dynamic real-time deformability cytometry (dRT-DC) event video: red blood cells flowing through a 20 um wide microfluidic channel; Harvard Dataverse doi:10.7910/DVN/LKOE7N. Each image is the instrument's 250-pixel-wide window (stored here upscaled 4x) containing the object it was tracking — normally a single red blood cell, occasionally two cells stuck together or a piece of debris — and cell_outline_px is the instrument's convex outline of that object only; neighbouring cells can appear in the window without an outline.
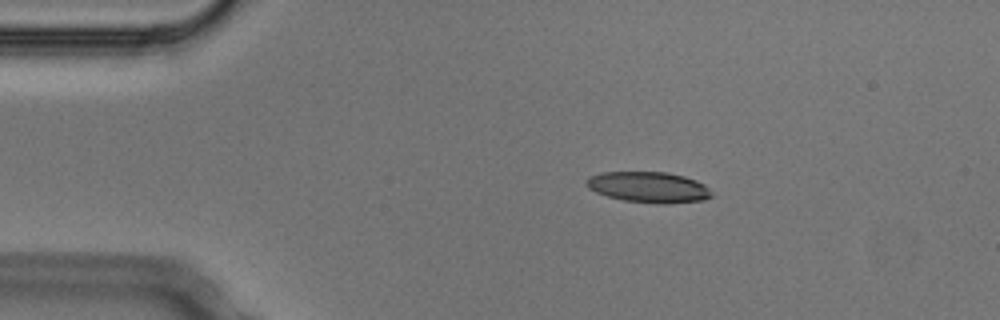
{"species": "Egyptian fruit bat (a non-hibernating species)", "species_latin": "Rousettus aegyptiacus", "temperature_condition": "cold", "stored_images_in_passage": 6, "camera_frame_rate_fps": 3000, "um_per_image_px": 0.085, "animal": {"sex": "male"}, "frame": {"image": 1, "passage_image": 2, "time_ms": 0.333, "image_size_px": [1000, 320], "cell_outline_px": [[716, 196], [704, 200], [668, 204], [656, 204], [624, 200], [608, 196], [596, 192], [588, 188], [584, 184], [584, 180], [588, 176], [600, 172], [668, 172], [684, 176], [696, 180], [704, 184]], "centroid_in_image_um": [55.14, 15.91], "position_along_channel_um": 29.9, "area_um2": 22.89}}
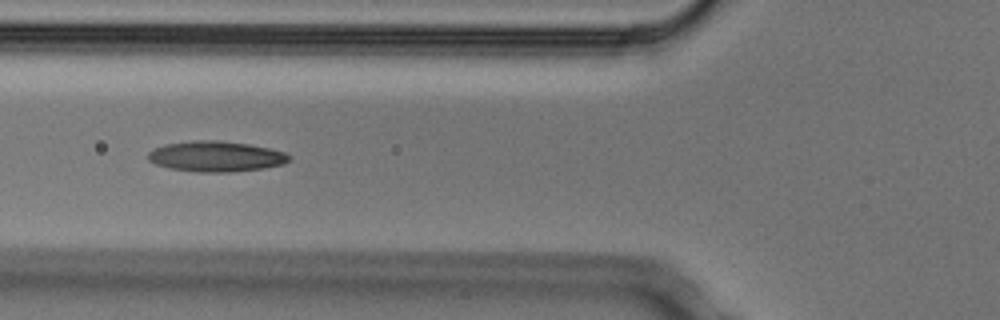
{"frame": {"image": 2, "passage_image": 5, "time_ms": 1.333, "image_size_px": [1000, 320], "cell_outline_px": [[288, 160], [284, 164], [264, 168], [228, 172], [200, 172], [168, 168], [156, 164], [148, 160], [148, 152], [164, 144], [192, 140], [216, 140], [248, 144], [268, 148], [284, 152], [288, 156]], "centroid_in_image_um": [18.31, 13.29], "position_along_channel_um": 107.5, "area_um2": 24.91}}
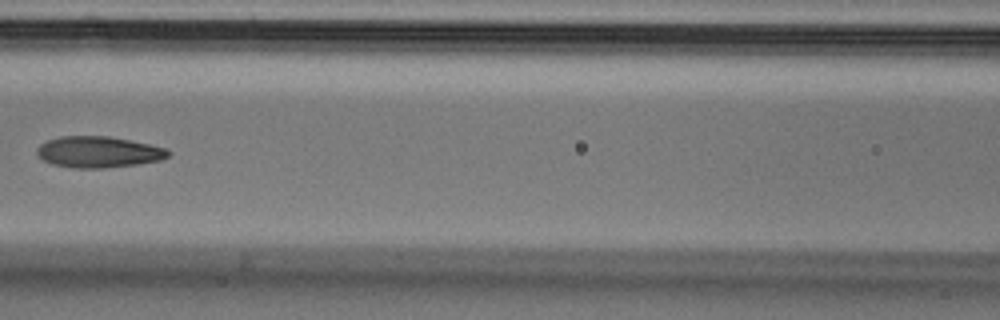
{"frame": {"image": 3, "passage_image": 6, "time_ms": 1.667, "image_size_px": [1000, 320], "cell_outline_px": [[172, 152], [168, 156], [160, 160], [136, 164], [104, 168], [72, 168], [52, 164], [44, 160], [36, 152], [36, 148], [40, 144], [48, 140], [60, 136], [108, 136], [168, 148]], "centroid_in_image_um": [8.36, 12.92], "position_along_channel_um": 158.2, "area_um2": 23.81}}